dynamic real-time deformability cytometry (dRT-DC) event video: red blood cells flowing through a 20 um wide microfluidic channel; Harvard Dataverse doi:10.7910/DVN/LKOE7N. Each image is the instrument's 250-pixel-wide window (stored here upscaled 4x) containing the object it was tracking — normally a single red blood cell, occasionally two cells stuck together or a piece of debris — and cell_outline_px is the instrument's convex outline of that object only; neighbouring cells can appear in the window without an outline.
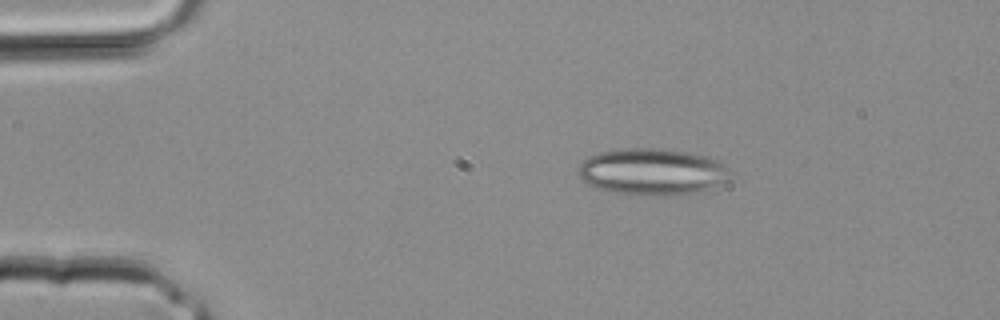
{"species": "common noctule bat (a hibernating species)", "species_latin": "Nyctalus noctula", "temperature_condition": "room temperature", "stored_images_in_passage": 3, "camera_frame_rate_fps": 3000, "um_per_image_px": 0.085, "animal": {"sex": "male", "body_mass_g": 20.4}, "frame": {"image": 1, "passage_image": 2, "time_ms": 0.333, "image_size_px": [1000, 320], "cell_outline_px": [[728, 180], [700, 192], [644, 196], [640, 196], [612, 192], [596, 188], [588, 184], [580, 176], [580, 164], [588, 156], [600, 152], [628, 148], [660, 148], [692, 152], [708, 156], [720, 160], [728, 168]], "centroid_in_image_um": [55.46, 14.59], "position_along_channel_um": 29.5, "area_um2": 41.33}}